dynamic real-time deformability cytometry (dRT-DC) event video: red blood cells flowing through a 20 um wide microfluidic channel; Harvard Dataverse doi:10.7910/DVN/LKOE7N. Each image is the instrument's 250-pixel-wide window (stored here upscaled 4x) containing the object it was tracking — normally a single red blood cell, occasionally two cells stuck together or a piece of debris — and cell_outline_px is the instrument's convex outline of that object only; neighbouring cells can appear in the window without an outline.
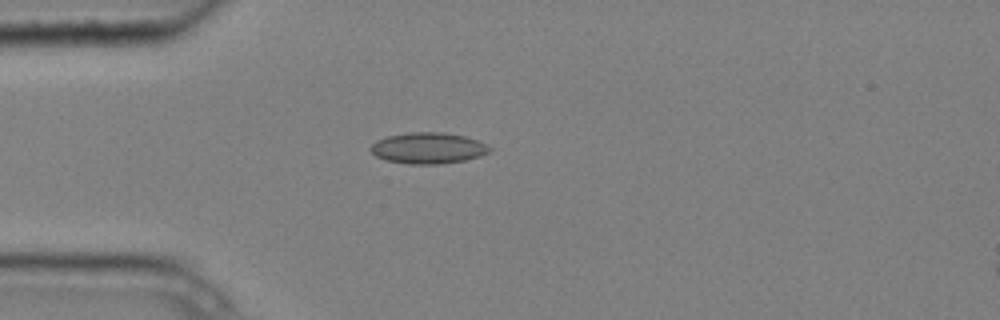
{"species": "common noctule bat (a hibernating species)", "species_latin": "Nyctalus noctula", "temperature_condition": "cold", "stored_images_in_passage": 4, "camera_frame_rate_fps": 3000, "um_per_image_px": 0.085, "animal": {"sex": "male", "body_mass_g": 20.4}, "frame": {"image": 1, "passage_image": 3, "time_ms": 0.667, "image_size_px": [1000, 320], "cell_outline_px": [[492, 148], [488, 152], [480, 156], [464, 160], [436, 164], [408, 164], [388, 160], [376, 156], [368, 148], [376, 140], [388, 136], [408, 132], [444, 132], [464, 136], [476, 140]], "centroid_in_image_um": [36.36, 12.58], "position_along_channel_um": 48.6, "area_um2": 21.39}}